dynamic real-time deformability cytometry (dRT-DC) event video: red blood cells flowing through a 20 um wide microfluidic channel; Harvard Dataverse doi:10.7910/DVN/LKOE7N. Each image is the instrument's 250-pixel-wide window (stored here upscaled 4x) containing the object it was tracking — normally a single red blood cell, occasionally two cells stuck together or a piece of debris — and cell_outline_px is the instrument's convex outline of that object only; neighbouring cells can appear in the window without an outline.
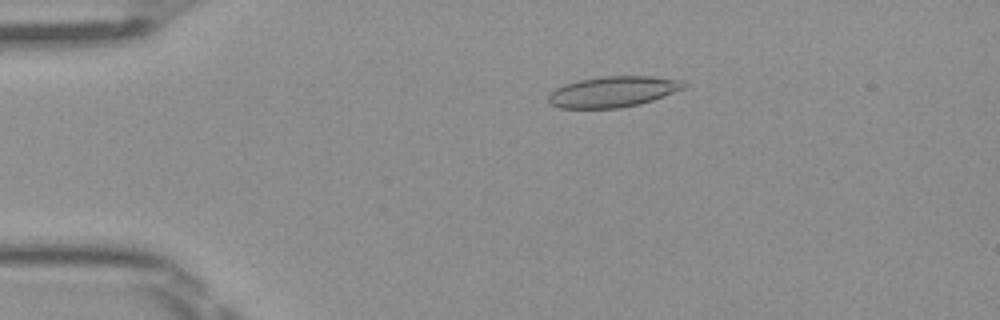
{"species": "Egyptian fruit bat (a non-hibernating species)", "species_latin": "Rousettus aegyptiacus", "temperature_condition": "room temperature", "stored_images_in_passage": 50, "camera_frame_rate_fps": 3000, "um_per_image_px": 0.085, "frame": {"image": 1, "passage_image": 10, "time_ms": 3.0, "image_size_px": [1000, 320], "cell_outline_px": [[688, 88], [640, 104], [620, 108], [560, 108], [552, 104], [548, 100], [548, 96], [556, 88], [564, 84], [580, 80], [604, 76], [652, 76], [680, 80], [688, 84]], "centroid_in_image_um": [52.16, 7.79], "position_along_channel_um": 32.8, "area_um2": 24.33}}
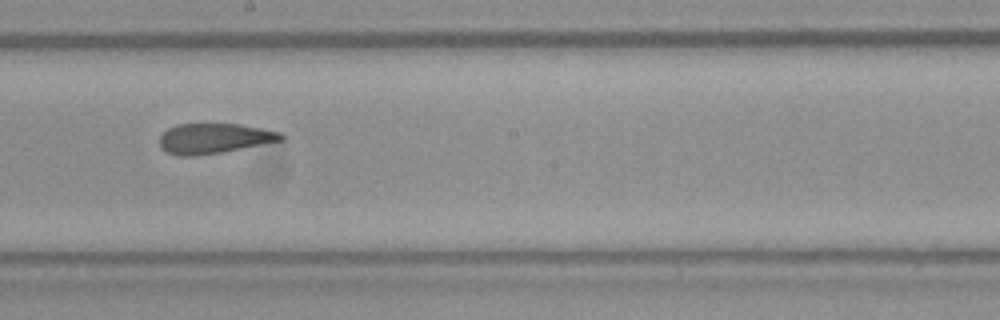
{"frame": {"image": 2, "passage_image": 28, "time_ms": 9.0, "image_size_px": [1000, 320], "cell_outline_px": [[284, 140], [220, 152], [196, 156], [180, 156], [168, 152], [160, 148], [160, 136], [168, 128], [176, 124], [240, 124], [280, 132], [284, 136]], "centroid_in_image_um": [18.18, 11.76], "position_along_channel_um": 230.0, "area_um2": 21.15}}
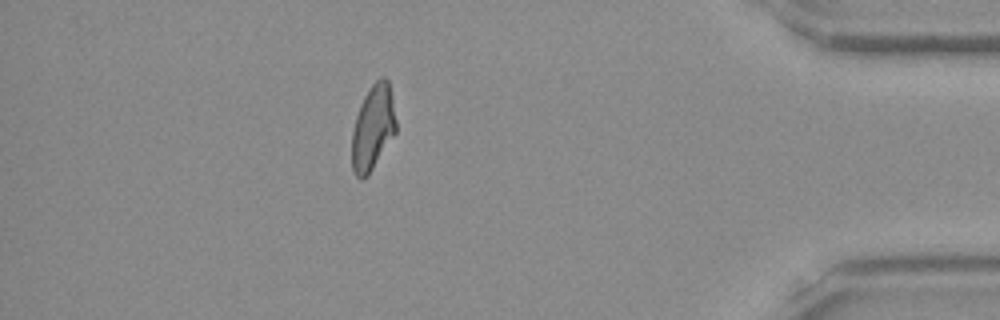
{"frame": {"image": 3, "passage_image": 44, "time_ms": 14.333, "image_size_px": [1000, 320], "cell_outline_px": [[396, 132], [368, 176], [364, 180], [360, 180], [356, 176], [352, 168], [352, 132], [356, 116], [360, 104], [364, 96], [372, 84], [380, 76], [384, 76], [388, 80], [392, 96], [396, 120]], "centroid_in_image_um": [31.69, 10.85], "position_along_channel_um": 403.5, "area_um2": 22.02}, "authors_computed_cell_mechanics": {"area_um2": 22.7154, "velocity_mm_per_s": 4.0605, "shape_relaxation_time_tau1_ms": null, "shape_relaxation_time_tau2_ms": 2.3163, "deformation_change_tau1": null, "deformation_change_tau2": 0.0849}}